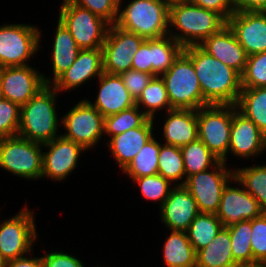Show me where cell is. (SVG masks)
I'll return each mask as SVG.
<instances>
[{"label": "cell", "instance_id": "obj_1", "mask_svg": "<svg viewBox=\"0 0 266 267\" xmlns=\"http://www.w3.org/2000/svg\"><path fill=\"white\" fill-rule=\"evenodd\" d=\"M191 59L207 105H236L241 86V75L217 58L209 55L199 45L184 47Z\"/></svg>", "mask_w": 266, "mask_h": 267}, {"label": "cell", "instance_id": "obj_2", "mask_svg": "<svg viewBox=\"0 0 266 267\" xmlns=\"http://www.w3.org/2000/svg\"><path fill=\"white\" fill-rule=\"evenodd\" d=\"M225 25H227V21L220 14L194 5L189 1L169 7L168 35L172 36L183 47L200 45L206 38L219 32ZM171 27L176 28L177 33Z\"/></svg>", "mask_w": 266, "mask_h": 267}, {"label": "cell", "instance_id": "obj_3", "mask_svg": "<svg viewBox=\"0 0 266 267\" xmlns=\"http://www.w3.org/2000/svg\"><path fill=\"white\" fill-rule=\"evenodd\" d=\"M57 95L58 91L52 85H47L20 107L19 136L41 144L60 136L58 127L61 120L56 111Z\"/></svg>", "mask_w": 266, "mask_h": 267}, {"label": "cell", "instance_id": "obj_4", "mask_svg": "<svg viewBox=\"0 0 266 267\" xmlns=\"http://www.w3.org/2000/svg\"><path fill=\"white\" fill-rule=\"evenodd\" d=\"M119 7L115 25L145 39L168 35L169 7L160 0H132Z\"/></svg>", "mask_w": 266, "mask_h": 267}, {"label": "cell", "instance_id": "obj_5", "mask_svg": "<svg viewBox=\"0 0 266 267\" xmlns=\"http://www.w3.org/2000/svg\"><path fill=\"white\" fill-rule=\"evenodd\" d=\"M160 77L173 109L198 110L204 107V98L193 63L183 51Z\"/></svg>", "mask_w": 266, "mask_h": 267}, {"label": "cell", "instance_id": "obj_6", "mask_svg": "<svg viewBox=\"0 0 266 267\" xmlns=\"http://www.w3.org/2000/svg\"><path fill=\"white\" fill-rule=\"evenodd\" d=\"M43 144L19 135L0 139V168L23 179H40Z\"/></svg>", "mask_w": 266, "mask_h": 267}, {"label": "cell", "instance_id": "obj_7", "mask_svg": "<svg viewBox=\"0 0 266 267\" xmlns=\"http://www.w3.org/2000/svg\"><path fill=\"white\" fill-rule=\"evenodd\" d=\"M58 19L66 26L80 49L102 48L109 23L89 9L63 0Z\"/></svg>", "mask_w": 266, "mask_h": 267}, {"label": "cell", "instance_id": "obj_8", "mask_svg": "<svg viewBox=\"0 0 266 267\" xmlns=\"http://www.w3.org/2000/svg\"><path fill=\"white\" fill-rule=\"evenodd\" d=\"M233 105H207L197 110L198 139L220 160L227 162Z\"/></svg>", "mask_w": 266, "mask_h": 267}, {"label": "cell", "instance_id": "obj_9", "mask_svg": "<svg viewBox=\"0 0 266 267\" xmlns=\"http://www.w3.org/2000/svg\"><path fill=\"white\" fill-rule=\"evenodd\" d=\"M41 31L30 24L0 25V68L26 66L40 48Z\"/></svg>", "mask_w": 266, "mask_h": 267}, {"label": "cell", "instance_id": "obj_10", "mask_svg": "<svg viewBox=\"0 0 266 267\" xmlns=\"http://www.w3.org/2000/svg\"><path fill=\"white\" fill-rule=\"evenodd\" d=\"M34 217L25 206L18 214L0 223V259L3 262L31 254L33 242L38 237Z\"/></svg>", "mask_w": 266, "mask_h": 267}, {"label": "cell", "instance_id": "obj_11", "mask_svg": "<svg viewBox=\"0 0 266 267\" xmlns=\"http://www.w3.org/2000/svg\"><path fill=\"white\" fill-rule=\"evenodd\" d=\"M224 161L214 167L186 178L185 188L194 197L200 213L216 214L224 187L234 178V169L226 168Z\"/></svg>", "mask_w": 266, "mask_h": 267}, {"label": "cell", "instance_id": "obj_12", "mask_svg": "<svg viewBox=\"0 0 266 267\" xmlns=\"http://www.w3.org/2000/svg\"><path fill=\"white\" fill-rule=\"evenodd\" d=\"M64 138L80 144L86 150L94 148L104 134V116L87 99L80 100L61 118Z\"/></svg>", "mask_w": 266, "mask_h": 267}, {"label": "cell", "instance_id": "obj_13", "mask_svg": "<svg viewBox=\"0 0 266 267\" xmlns=\"http://www.w3.org/2000/svg\"><path fill=\"white\" fill-rule=\"evenodd\" d=\"M146 39L115 24L109 25L102 49L103 72L118 74L132 69V57Z\"/></svg>", "mask_w": 266, "mask_h": 267}, {"label": "cell", "instance_id": "obj_14", "mask_svg": "<svg viewBox=\"0 0 266 267\" xmlns=\"http://www.w3.org/2000/svg\"><path fill=\"white\" fill-rule=\"evenodd\" d=\"M42 175L54 181H62L78 166L77 162L86 149L72 140L64 138L61 134L50 142L44 143Z\"/></svg>", "mask_w": 266, "mask_h": 267}, {"label": "cell", "instance_id": "obj_15", "mask_svg": "<svg viewBox=\"0 0 266 267\" xmlns=\"http://www.w3.org/2000/svg\"><path fill=\"white\" fill-rule=\"evenodd\" d=\"M43 76L30 65L0 68L3 98L21 107L47 86Z\"/></svg>", "mask_w": 266, "mask_h": 267}, {"label": "cell", "instance_id": "obj_16", "mask_svg": "<svg viewBox=\"0 0 266 267\" xmlns=\"http://www.w3.org/2000/svg\"><path fill=\"white\" fill-rule=\"evenodd\" d=\"M238 183L240 187L230 184ZM263 213L258 201L248 193L244 186L234 177L224 187L219 209L216 216L222 222L223 227H229L240 221L252 220Z\"/></svg>", "mask_w": 266, "mask_h": 267}, {"label": "cell", "instance_id": "obj_17", "mask_svg": "<svg viewBox=\"0 0 266 267\" xmlns=\"http://www.w3.org/2000/svg\"><path fill=\"white\" fill-rule=\"evenodd\" d=\"M227 25L248 56L266 52V11L234 12Z\"/></svg>", "mask_w": 266, "mask_h": 267}, {"label": "cell", "instance_id": "obj_18", "mask_svg": "<svg viewBox=\"0 0 266 267\" xmlns=\"http://www.w3.org/2000/svg\"><path fill=\"white\" fill-rule=\"evenodd\" d=\"M266 150V135L257 125L240 113L233 105L232 126L228 154L235 157L250 158L260 156Z\"/></svg>", "mask_w": 266, "mask_h": 267}, {"label": "cell", "instance_id": "obj_19", "mask_svg": "<svg viewBox=\"0 0 266 267\" xmlns=\"http://www.w3.org/2000/svg\"><path fill=\"white\" fill-rule=\"evenodd\" d=\"M199 213L194 197L184 185H175L160 207L161 221L170 231H186Z\"/></svg>", "mask_w": 266, "mask_h": 267}, {"label": "cell", "instance_id": "obj_20", "mask_svg": "<svg viewBox=\"0 0 266 267\" xmlns=\"http://www.w3.org/2000/svg\"><path fill=\"white\" fill-rule=\"evenodd\" d=\"M103 73L102 49H81L74 63L53 83L58 91H69L80 87Z\"/></svg>", "mask_w": 266, "mask_h": 267}, {"label": "cell", "instance_id": "obj_21", "mask_svg": "<svg viewBox=\"0 0 266 267\" xmlns=\"http://www.w3.org/2000/svg\"><path fill=\"white\" fill-rule=\"evenodd\" d=\"M98 81L99 90L95 101L93 103L87 101L104 117L114 115L136 105L135 99L126 89L120 75L103 72Z\"/></svg>", "mask_w": 266, "mask_h": 267}, {"label": "cell", "instance_id": "obj_22", "mask_svg": "<svg viewBox=\"0 0 266 267\" xmlns=\"http://www.w3.org/2000/svg\"><path fill=\"white\" fill-rule=\"evenodd\" d=\"M199 46L240 75L244 72L248 55L228 25L210 35Z\"/></svg>", "mask_w": 266, "mask_h": 267}, {"label": "cell", "instance_id": "obj_23", "mask_svg": "<svg viewBox=\"0 0 266 267\" xmlns=\"http://www.w3.org/2000/svg\"><path fill=\"white\" fill-rule=\"evenodd\" d=\"M154 121L149 118L141 127L132 128L119 135L110 137L108 143L109 151L123 171L133 160L136 154L143 148L147 141L154 135Z\"/></svg>", "mask_w": 266, "mask_h": 267}, {"label": "cell", "instance_id": "obj_24", "mask_svg": "<svg viewBox=\"0 0 266 267\" xmlns=\"http://www.w3.org/2000/svg\"><path fill=\"white\" fill-rule=\"evenodd\" d=\"M166 114L162 127L165 145L181 148L198 139L197 110L173 109Z\"/></svg>", "mask_w": 266, "mask_h": 267}, {"label": "cell", "instance_id": "obj_25", "mask_svg": "<svg viewBox=\"0 0 266 267\" xmlns=\"http://www.w3.org/2000/svg\"><path fill=\"white\" fill-rule=\"evenodd\" d=\"M54 35L51 53L53 80L46 77L47 75L43 76L46 85H52L74 63L81 50L69 30L59 19Z\"/></svg>", "mask_w": 266, "mask_h": 267}, {"label": "cell", "instance_id": "obj_26", "mask_svg": "<svg viewBox=\"0 0 266 267\" xmlns=\"http://www.w3.org/2000/svg\"><path fill=\"white\" fill-rule=\"evenodd\" d=\"M235 264L229 229L222 227L216 237L196 254V267H230Z\"/></svg>", "mask_w": 266, "mask_h": 267}, {"label": "cell", "instance_id": "obj_27", "mask_svg": "<svg viewBox=\"0 0 266 267\" xmlns=\"http://www.w3.org/2000/svg\"><path fill=\"white\" fill-rule=\"evenodd\" d=\"M196 254L185 231L171 230L163 246L167 267H196Z\"/></svg>", "mask_w": 266, "mask_h": 267}, {"label": "cell", "instance_id": "obj_28", "mask_svg": "<svg viewBox=\"0 0 266 267\" xmlns=\"http://www.w3.org/2000/svg\"><path fill=\"white\" fill-rule=\"evenodd\" d=\"M236 108L266 135V87L242 88Z\"/></svg>", "mask_w": 266, "mask_h": 267}, {"label": "cell", "instance_id": "obj_29", "mask_svg": "<svg viewBox=\"0 0 266 267\" xmlns=\"http://www.w3.org/2000/svg\"><path fill=\"white\" fill-rule=\"evenodd\" d=\"M223 227L222 222L212 213H199L185 231L196 253L205 248Z\"/></svg>", "mask_w": 266, "mask_h": 267}, {"label": "cell", "instance_id": "obj_30", "mask_svg": "<svg viewBox=\"0 0 266 267\" xmlns=\"http://www.w3.org/2000/svg\"><path fill=\"white\" fill-rule=\"evenodd\" d=\"M186 178L206 171L214 167L220 160L207 148V146L197 139L180 148Z\"/></svg>", "mask_w": 266, "mask_h": 267}, {"label": "cell", "instance_id": "obj_31", "mask_svg": "<svg viewBox=\"0 0 266 267\" xmlns=\"http://www.w3.org/2000/svg\"><path fill=\"white\" fill-rule=\"evenodd\" d=\"M135 103L140 109L144 107L145 110L143 108L141 110L151 119L155 118V113L160 109L165 112L173 110L165 84L160 76L151 79Z\"/></svg>", "mask_w": 266, "mask_h": 267}, {"label": "cell", "instance_id": "obj_32", "mask_svg": "<svg viewBox=\"0 0 266 267\" xmlns=\"http://www.w3.org/2000/svg\"><path fill=\"white\" fill-rule=\"evenodd\" d=\"M184 47L172 36L151 39L152 75L160 76L167 72Z\"/></svg>", "mask_w": 266, "mask_h": 267}, {"label": "cell", "instance_id": "obj_33", "mask_svg": "<svg viewBox=\"0 0 266 267\" xmlns=\"http://www.w3.org/2000/svg\"><path fill=\"white\" fill-rule=\"evenodd\" d=\"M160 143L152 137L122 171L132 179L158 174Z\"/></svg>", "mask_w": 266, "mask_h": 267}, {"label": "cell", "instance_id": "obj_34", "mask_svg": "<svg viewBox=\"0 0 266 267\" xmlns=\"http://www.w3.org/2000/svg\"><path fill=\"white\" fill-rule=\"evenodd\" d=\"M234 177L244 186L266 212V165L237 168Z\"/></svg>", "mask_w": 266, "mask_h": 267}, {"label": "cell", "instance_id": "obj_35", "mask_svg": "<svg viewBox=\"0 0 266 267\" xmlns=\"http://www.w3.org/2000/svg\"><path fill=\"white\" fill-rule=\"evenodd\" d=\"M158 174L169 180L175 185H184L185 183V170L183 164V157L180 147L161 144L158 155Z\"/></svg>", "mask_w": 266, "mask_h": 267}, {"label": "cell", "instance_id": "obj_36", "mask_svg": "<svg viewBox=\"0 0 266 267\" xmlns=\"http://www.w3.org/2000/svg\"><path fill=\"white\" fill-rule=\"evenodd\" d=\"M149 117L137 106L104 117V135L113 137L132 128L141 127Z\"/></svg>", "mask_w": 266, "mask_h": 267}, {"label": "cell", "instance_id": "obj_37", "mask_svg": "<svg viewBox=\"0 0 266 267\" xmlns=\"http://www.w3.org/2000/svg\"><path fill=\"white\" fill-rule=\"evenodd\" d=\"M229 229L232 254L235 263L253 262L251 250L252 220L240 221Z\"/></svg>", "mask_w": 266, "mask_h": 267}, {"label": "cell", "instance_id": "obj_38", "mask_svg": "<svg viewBox=\"0 0 266 267\" xmlns=\"http://www.w3.org/2000/svg\"><path fill=\"white\" fill-rule=\"evenodd\" d=\"M132 181L140 186L141 195L146 200L160 201V207L164 204L170 190L173 188L170 185L171 182L159 174L134 178Z\"/></svg>", "mask_w": 266, "mask_h": 267}, {"label": "cell", "instance_id": "obj_39", "mask_svg": "<svg viewBox=\"0 0 266 267\" xmlns=\"http://www.w3.org/2000/svg\"><path fill=\"white\" fill-rule=\"evenodd\" d=\"M242 88L266 87V52L248 56L241 75Z\"/></svg>", "mask_w": 266, "mask_h": 267}, {"label": "cell", "instance_id": "obj_40", "mask_svg": "<svg viewBox=\"0 0 266 267\" xmlns=\"http://www.w3.org/2000/svg\"><path fill=\"white\" fill-rule=\"evenodd\" d=\"M20 106L6 98L0 99V139L18 135Z\"/></svg>", "mask_w": 266, "mask_h": 267}, {"label": "cell", "instance_id": "obj_41", "mask_svg": "<svg viewBox=\"0 0 266 267\" xmlns=\"http://www.w3.org/2000/svg\"><path fill=\"white\" fill-rule=\"evenodd\" d=\"M251 250L253 262L266 258V212L252 219Z\"/></svg>", "mask_w": 266, "mask_h": 267}, {"label": "cell", "instance_id": "obj_42", "mask_svg": "<svg viewBox=\"0 0 266 267\" xmlns=\"http://www.w3.org/2000/svg\"><path fill=\"white\" fill-rule=\"evenodd\" d=\"M71 3L89 9L100 16L110 25L115 24L118 17L119 6L114 0H69Z\"/></svg>", "mask_w": 266, "mask_h": 267}, {"label": "cell", "instance_id": "obj_43", "mask_svg": "<svg viewBox=\"0 0 266 267\" xmlns=\"http://www.w3.org/2000/svg\"><path fill=\"white\" fill-rule=\"evenodd\" d=\"M120 76L123 79L126 89L135 100L140 96L143 89L154 77L152 74L136 71L133 69L122 72Z\"/></svg>", "mask_w": 266, "mask_h": 267}, {"label": "cell", "instance_id": "obj_44", "mask_svg": "<svg viewBox=\"0 0 266 267\" xmlns=\"http://www.w3.org/2000/svg\"><path fill=\"white\" fill-rule=\"evenodd\" d=\"M49 252L41 257L43 267H84L83 262L71 254L55 250Z\"/></svg>", "mask_w": 266, "mask_h": 267}, {"label": "cell", "instance_id": "obj_45", "mask_svg": "<svg viewBox=\"0 0 266 267\" xmlns=\"http://www.w3.org/2000/svg\"><path fill=\"white\" fill-rule=\"evenodd\" d=\"M132 69L152 74L151 39H146L132 57Z\"/></svg>", "mask_w": 266, "mask_h": 267}, {"label": "cell", "instance_id": "obj_46", "mask_svg": "<svg viewBox=\"0 0 266 267\" xmlns=\"http://www.w3.org/2000/svg\"><path fill=\"white\" fill-rule=\"evenodd\" d=\"M190 3L220 14L226 21L235 12L232 0H189Z\"/></svg>", "mask_w": 266, "mask_h": 267}, {"label": "cell", "instance_id": "obj_47", "mask_svg": "<svg viewBox=\"0 0 266 267\" xmlns=\"http://www.w3.org/2000/svg\"><path fill=\"white\" fill-rule=\"evenodd\" d=\"M235 12L266 11V0H232Z\"/></svg>", "mask_w": 266, "mask_h": 267}, {"label": "cell", "instance_id": "obj_48", "mask_svg": "<svg viewBox=\"0 0 266 267\" xmlns=\"http://www.w3.org/2000/svg\"><path fill=\"white\" fill-rule=\"evenodd\" d=\"M28 255L9 260L3 263V267H43L41 257H27Z\"/></svg>", "mask_w": 266, "mask_h": 267}, {"label": "cell", "instance_id": "obj_49", "mask_svg": "<svg viewBox=\"0 0 266 267\" xmlns=\"http://www.w3.org/2000/svg\"><path fill=\"white\" fill-rule=\"evenodd\" d=\"M230 267H260V265L257 262H250V263H235Z\"/></svg>", "mask_w": 266, "mask_h": 267}, {"label": "cell", "instance_id": "obj_50", "mask_svg": "<svg viewBox=\"0 0 266 267\" xmlns=\"http://www.w3.org/2000/svg\"><path fill=\"white\" fill-rule=\"evenodd\" d=\"M161 2L165 3L168 7L174 4L188 2L189 0H160Z\"/></svg>", "mask_w": 266, "mask_h": 267}, {"label": "cell", "instance_id": "obj_51", "mask_svg": "<svg viewBox=\"0 0 266 267\" xmlns=\"http://www.w3.org/2000/svg\"><path fill=\"white\" fill-rule=\"evenodd\" d=\"M260 267H266V258L259 262Z\"/></svg>", "mask_w": 266, "mask_h": 267}, {"label": "cell", "instance_id": "obj_52", "mask_svg": "<svg viewBox=\"0 0 266 267\" xmlns=\"http://www.w3.org/2000/svg\"><path fill=\"white\" fill-rule=\"evenodd\" d=\"M115 1V3L119 6V7H121L122 6V1L123 0H114Z\"/></svg>", "mask_w": 266, "mask_h": 267}, {"label": "cell", "instance_id": "obj_53", "mask_svg": "<svg viewBox=\"0 0 266 267\" xmlns=\"http://www.w3.org/2000/svg\"><path fill=\"white\" fill-rule=\"evenodd\" d=\"M3 98V95H2V89H1V77H0V99Z\"/></svg>", "mask_w": 266, "mask_h": 267}, {"label": "cell", "instance_id": "obj_54", "mask_svg": "<svg viewBox=\"0 0 266 267\" xmlns=\"http://www.w3.org/2000/svg\"><path fill=\"white\" fill-rule=\"evenodd\" d=\"M3 261L0 259V267H3Z\"/></svg>", "mask_w": 266, "mask_h": 267}]
</instances>
